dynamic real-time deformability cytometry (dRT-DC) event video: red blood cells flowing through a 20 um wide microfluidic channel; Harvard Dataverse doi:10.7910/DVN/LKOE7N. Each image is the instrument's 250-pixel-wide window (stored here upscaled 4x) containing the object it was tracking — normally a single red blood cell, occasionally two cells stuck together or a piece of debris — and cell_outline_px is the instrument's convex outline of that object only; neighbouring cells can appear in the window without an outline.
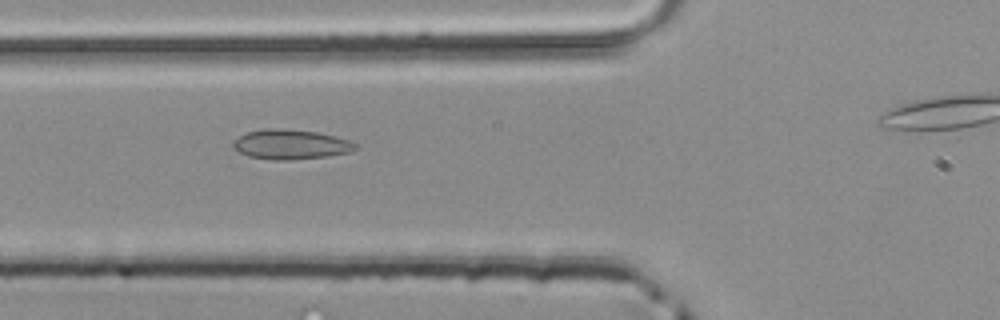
{"species": "common noctule bat (a hibernating species)", "species_latin": "Nyctalus noctula", "temperature_condition": "room temperature", "stored_images_in_passage": 34, "camera_frame_rate_fps": 3000, "um_per_image_px": 0.085, "animal": {"sex": "male", "body_mass_g": 20.4}, "frame": {"image": 1, "passage_image": 10, "time_ms": 3.0, "image_size_px": [1000, 320], "cell_outline_px": [[360, 148], [348, 152], [328, 156], [288, 160], [272, 160], [248, 156], [232, 148], [232, 140], [248, 132], [264, 128], [284, 128], [316, 132], [348, 140], [360, 144]], "centroid_in_image_um": [24.7, 12.27], "position_along_channel_um": 101.1, "area_um2": 21.33}}
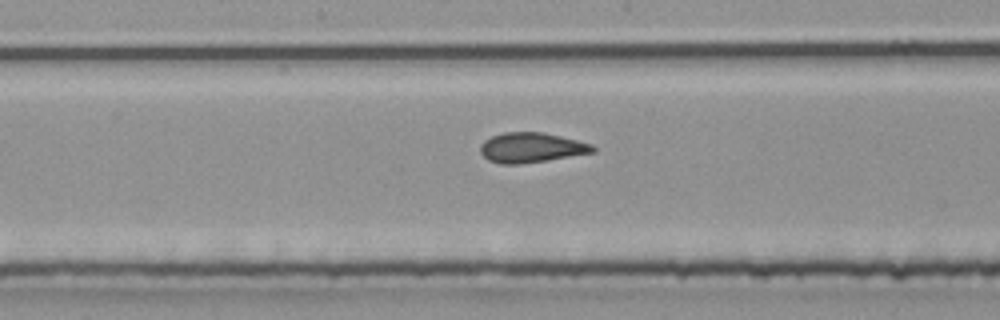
{"frame": {"image": 2, "passage_image": 17, "time_ms": 5.333, "image_size_px": [1000, 320], "cell_outline_px": [[596, 152], [520, 164], [500, 164], [488, 160], [480, 152], [480, 144], [484, 140], [492, 136], [504, 132], [544, 132], [592, 144], [596, 148]], "centroid_in_image_um": [45.14, 12.54], "position_along_channel_um": 203.1, "area_um2": 19.59}}
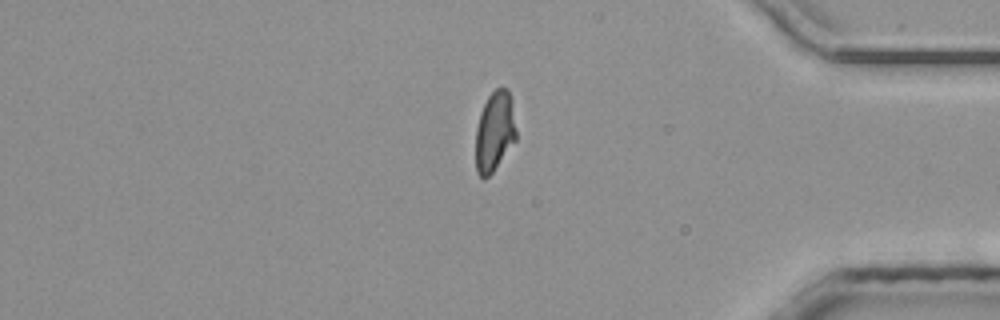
{"frame": {"image": 3, "passage_image": 32, "time_ms": 10.333, "image_size_px": [1000, 320], "cell_outline_px": [[516, 140], [492, 172], [484, 180], [476, 172], [476, 128], [480, 112], [488, 96], [496, 88], [508, 88], [512, 100], [516, 132]], "centroid_in_image_um": [42.04, 11.16], "position_along_channel_um": 393.2, "area_um2": 18.9}}